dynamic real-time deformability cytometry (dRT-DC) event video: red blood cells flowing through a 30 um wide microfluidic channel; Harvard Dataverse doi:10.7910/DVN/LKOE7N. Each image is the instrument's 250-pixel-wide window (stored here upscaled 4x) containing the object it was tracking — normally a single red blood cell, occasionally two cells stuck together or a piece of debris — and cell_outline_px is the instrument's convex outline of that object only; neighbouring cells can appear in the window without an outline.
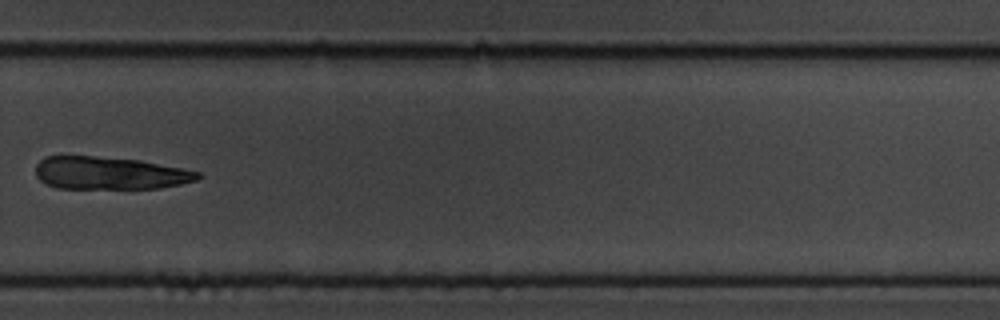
{"species": "common noctule bat (a hibernating species)", "species_latin": "Nyctalus noctula", "temperature_condition": "cold", "stored_images_in_passage": 12, "camera_frame_rate_fps": 3000, "um_per_image_px": 0.085, "animal": {"sex": "male", "body_mass_g": 19.5, "forearm_length_mm": 54.6}, "frame": {"image": 1, "passage_image": 12, "time_ms": 13.667, "image_size_px": [1000, 320], "cell_outline_px": [[200, 176], [196, 180], [180, 184], [160, 188], [56, 188], [44, 184], [36, 176], [36, 164], [44, 156], [92, 156], [140, 160], [200, 172]], "centroid_in_image_um": [9.26, 14.71], "position_along_channel_um": 320.5, "area_um2": 30.75}}